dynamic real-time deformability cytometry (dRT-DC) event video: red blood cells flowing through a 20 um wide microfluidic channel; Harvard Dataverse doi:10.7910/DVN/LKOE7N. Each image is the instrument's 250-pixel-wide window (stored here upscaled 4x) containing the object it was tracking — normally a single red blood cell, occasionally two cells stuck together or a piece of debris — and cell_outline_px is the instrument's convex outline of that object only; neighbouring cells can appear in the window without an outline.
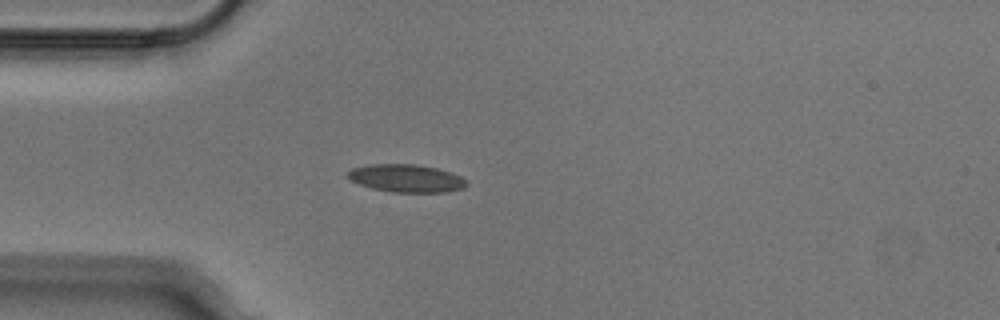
{"species": "Egyptian fruit bat (a non-hibernating species)", "species_latin": "Rousettus aegyptiacus", "temperature_condition": "cold", "stored_images_in_passage": 39, "camera_frame_rate_fps": 3000, "um_per_image_px": 0.085, "animal": {"sex": "male"}, "frame": {"image": 1, "passage_image": 1, "time_ms": 0.0, "image_size_px": [1000, 320], "cell_outline_px": [[468, 184], [464, 188], [444, 192], [392, 192], [372, 188], [348, 180], [344, 176], [352, 168], [372, 164], [416, 164], [436, 168], [452, 172], [468, 180]], "centroid_in_image_um": [34.53, 15.15], "position_along_channel_um": 50.5, "area_um2": 19.42}}
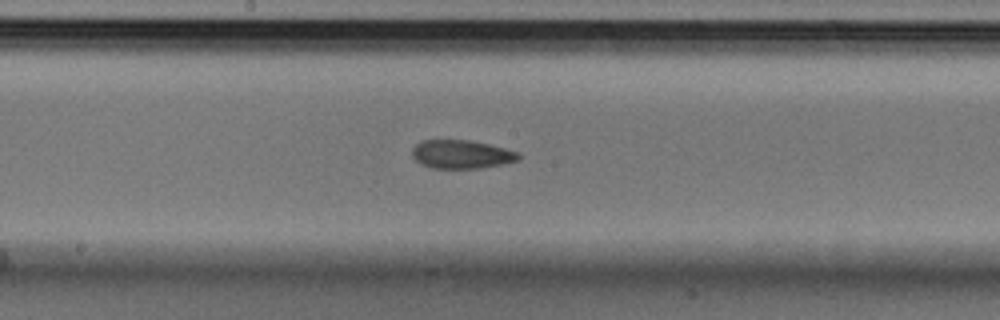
{"frame": {"image": 2, "passage_image": 14, "time_ms": 4.333, "image_size_px": [1000, 320], "cell_outline_px": [[520, 156], [516, 160], [504, 164], [480, 168], [432, 168], [420, 164], [412, 156], [412, 148], [420, 140], [468, 140], [488, 144], [520, 152]], "centroid_in_image_um": [39.2, 13.11], "position_along_channel_um": 209.0, "area_um2": 17.69}}
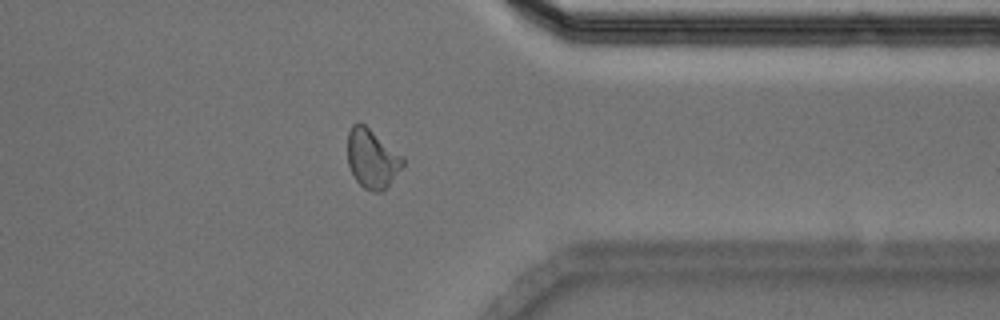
{"frame": {"image": 3, "passage_image": 28, "time_ms": 9.0, "image_size_px": [1000, 320], "cell_outline_px": [[404, 164], [388, 184], [380, 192], [376, 192], [364, 188], [356, 180], [348, 164], [348, 132], [352, 124], [364, 124], [404, 156]], "centroid_in_image_um": [31.62, 13.46], "position_along_channel_um": 379.8, "area_um2": 18.67}}